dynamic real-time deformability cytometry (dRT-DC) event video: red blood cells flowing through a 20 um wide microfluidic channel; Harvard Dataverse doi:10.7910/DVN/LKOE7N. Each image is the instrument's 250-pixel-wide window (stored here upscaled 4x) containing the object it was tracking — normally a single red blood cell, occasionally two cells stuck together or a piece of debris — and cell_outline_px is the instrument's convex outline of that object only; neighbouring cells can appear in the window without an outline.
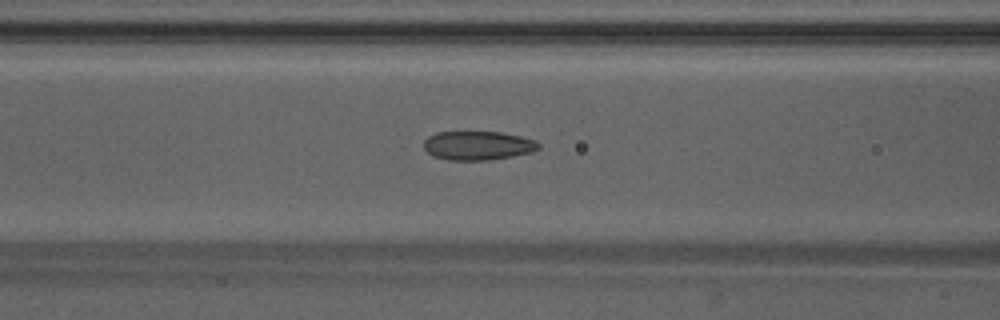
{"species": "Egyptian fruit bat (a non-hibernating species)", "species_latin": "Rousettus aegyptiacus", "temperature_condition": "warm", "stored_images_in_passage": 49, "camera_frame_rate_fps": 3000, "um_per_image_px": 0.085, "animal": {"sex": "male"}, "frame": {"image": 1, "passage_image": 21, "time_ms": 6.667, "image_size_px": [1000, 320], "cell_outline_px": [[540, 148], [532, 152], [512, 156], [488, 160], [448, 160], [432, 156], [424, 148], [424, 140], [428, 136], [436, 132], [500, 132], [520, 136], [536, 140], [540, 144]], "centroid_in_image_um": [40.61, 12.37], "position_along_channel_um": 126.0, "area_um2": 19.42}}
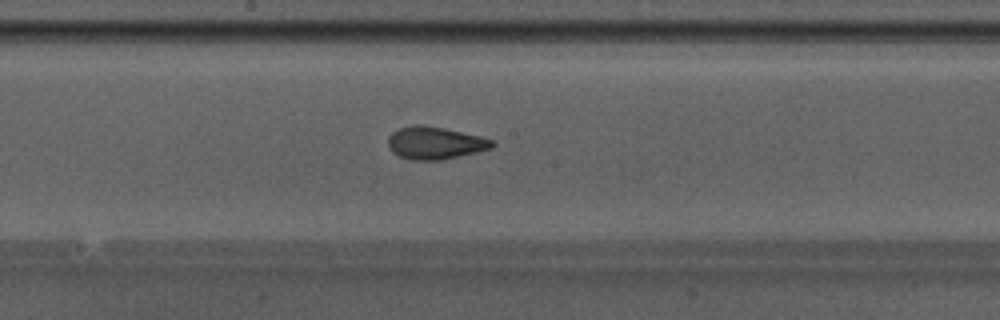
{"frame": {"image": 2, "passage_image": 27, "time_ms": 8.667, "image_size_px": [1000, 320], "cell_outline_px": [[496, 144], [492, 148], [476, 152], [440, 160], [408, 160], [392, 152], [388, 148], [388, 136], [392, 132], [400, 128], [412, 124], [420, 124], [444, 128], [480, 136], [492, 140]], "centroid_in_image_um": [36.94, 12.15], "position_along_channel_um": 211.3, "area_um2": 19.77}}
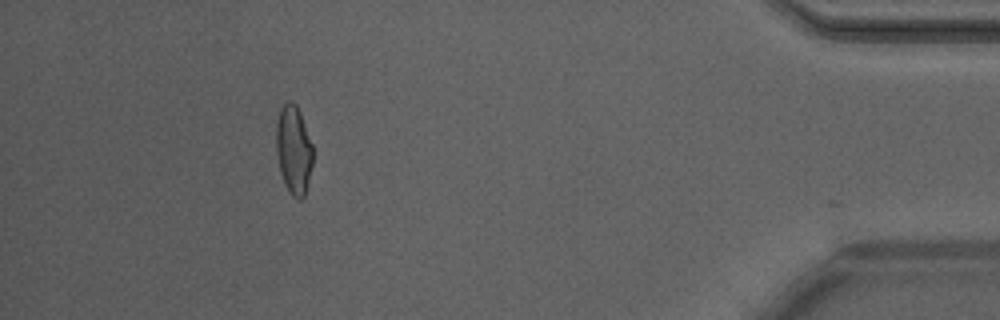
{"frame": {"image": 3, "passage_image": 45, "time_ms": 14.667, "image_size_px": [1000, 320], "cell_outline_px": [[312, 164], [304, 196], [300, 200], [292, 196], [288, 192], [284, 184], [280, 172], [276, 152], [276, 124], [280, 108], [288, 100], [292, 100], [296, 104], [300, 112], [312, 144]], "centroid_in_image_um": [24.94, 12.72], "position_along_channel_um": 410.3, "area_um2": 19.02}, "authors_computed_cell_mechanics": {"area_um2": 19.5942, "velocity_mm_per_s": 4.262, "shape_relaxation_time_tau1_ms": 3.9919, "shape_relaxation_time_tau2_ms": 1.1586, "deformation_change_tau1": 0.1412, "deformation_change_tau2": 0.0665}}